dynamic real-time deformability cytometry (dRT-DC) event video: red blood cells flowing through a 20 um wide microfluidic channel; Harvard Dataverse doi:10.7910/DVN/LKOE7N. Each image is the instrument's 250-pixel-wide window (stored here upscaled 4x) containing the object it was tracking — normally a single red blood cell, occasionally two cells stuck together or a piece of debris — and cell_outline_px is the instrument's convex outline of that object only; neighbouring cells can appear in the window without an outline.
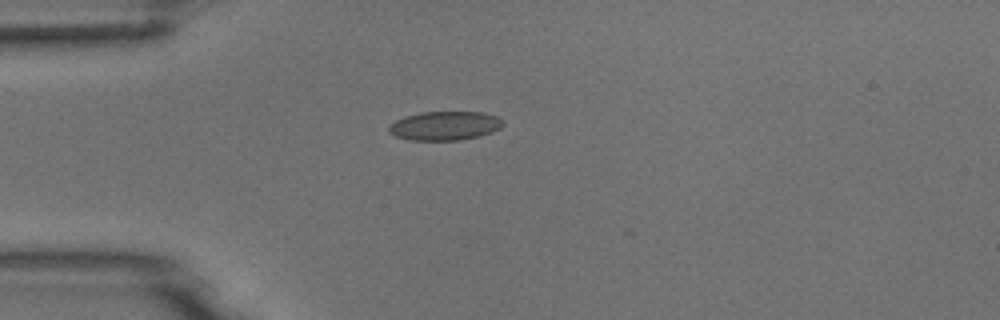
{"species": "common noctule bat (a hibernating species)", "species_latin": "Nyctalus noctula", "temperature_condition": "room temperature", "stored_images_in_passage": 2, "camera_frame_rate_fps": 3000, "um_per_image_px": 0.085, "animal": {"sex": "male", "body_mass_g": 18.8}, "frame": {"image": 1, "passage_image": 1, "time_ms": 0.0, "image_size_px": [1000, 320], "cell_outline_px": [[504, 124], [500, 128], [492, 132], [460, 140], [408, 140], [396, 136], [388, 132], [388, 128], [396, 120], [404, 116], [420, 112], [484, 112], [496, 116]], "centroid_in_image_um": [37.78, 10.68], "position_along_channel_um": 47.2, "area_um2": 19.13}}